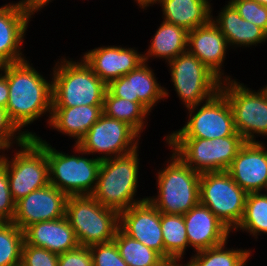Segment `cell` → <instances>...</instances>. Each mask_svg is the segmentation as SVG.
<instances>
[{
	"label": "cell",
	"instance_id": "43",
	"mask_svg": "<svg viewBox=\"0 0 267 266\" xmlns=\"http://www.w3.org/2000/svg\"><path fill=\"white\" fill-rule=\"evenodd\" d=\"M183 262L176 259H164L157 266H182Z\"/></svg>",
	"mask_w": 267,
	"mask_h": 266
},
{
	"label": "cell",
	"instance_id": "34",
	"mask_svg": "<svg viewBox=\"0 0 267 266\" xmlns=\"http://www.w3.org/2000/svg\"><path fill=\"white\" fill-rule=\"evenodd\" d=\"M238 11L239 15L267 33V6L254 0H228Z\"/></svg>",
	"mask_w": 267,
	"mask_h": 266
},
{
	"label": "cell",
	"instance_id": "5",
	"mask_svg": "<svg viewBox=\"0 0 267 266\" xmlns=\"http://www.w3.org/2000/svg\"><path fill=\"white\" fill-rule=\"evenodd\" d=\"M46 140L40 135L28 138L22 145L12 148V151L4 152L0 163L6 169L10 193L15 203L49 184Z\"/></svg>",
	"mask_w": 267,
	"mask_h": 266
},
{
	"label": "cell",
	"instance_id": "19",
	"mask_svg": "<svg viewBox=\"0 0 267 266\" xmlns=\"http://www.w3.org/2000/svg\"><path fill=\"white\" fill-rule=\"evenodd\" d=\"M267 142H246L227 172L247 193L263 192L267 183Z\"/></svg>",
	"mask_w": 267,
	"mask_h": 266
},
{
	"label": "cell",
	"instance_id": "1",
	"mask_svg": "<svg viewBox=\"0 0 267 266\" xmlns=\"http://www.w3.org/2000/svg\"><path fill=\"white\" fill-rule=\"evenodd\" d=\"M0 70L5 74L9 86L6 110L10 120L27 138L39 136L28 126L43 117L46 120L44 126L49 124L52 113V71L48 79L28 59L0 65Z\"/></svg>",
	"mask_w": 267,
	"mask_h": 266
},
{
	"label": "cell",
	"instance_id": "42",
	"mask_svg": "<svg viewBox=\"0 0 267 266\" xmlns=\"http://www.w3.org/2000/svg\"><path fill=\"white\" fill-rule=\"evenodd\" d=\"M134 4H136L138 7V9L140 8L141 11L147 10V8H151L153 7V4L157 1V0H133Z\"/></svg>",
	"mask_w": 267,
	"mask_h": 266
},
{
	"label": "cell",
	"instance_id": "22",
	"mask_svg": "<svg viewBox=\"0 0 267 266\" xmlns=\"http://www.w3.org/2000/svg\"><path fill=\"white\" fill-rule=\"evenodd\" d=\"M24 241L28 245L43 247L58 255L80 246L66 216L28 226L24 230Z\"/></svg>",
	"mask_w": 267,
	"mask_h": 266
},
{
	"label": "cell",
	"instance_id": "4",
	"mask_svg": "<svg viewBox=\"0 0 267 266\" xmlns=\"http://www.w3.org/2000/svg\"><path fill=\"white\" fill-rule=\"evenodd\" d=\"M155 171L157 193L147 196L149 202L161 213L184 215L200 202V176L175 153Z\"/></svg>",
	"mask_w": 267,
	"mask_h": 266
},
{
	"label": "cell",
	"instance_id": "21",
	"mask_svg": "<svg viewBox=\"0 0 267 266\" xmlns=\"http://www.w3.org/2000/svg\"><path fill=\"white\" fill-rule=\"evenodd\" d=\"M225 2L227 4L218 10L217 16H213L212 3L211 20L219 27L231 50L247 47L251 49L267 43V33L262 28L243 19L229 1Z\"/></svg>",
	"mask_w": 267,
	"mask_h": 266
},
{
	"label": "cell",
	"instance_id": "24",
	"mask_svg": "<svg viewBox=\"0 0 267 266\" xmlns=\"http://www.w3.org/2000/svg\"><path fill=\"white\" fill-rule=\"evenodd\" d=\"M212 0H157L162 19L187 31L203 26L211 20Z\"/></svg>",
	"mask_w": 267,
	"mask_h": 266
},
{
	"label": "cell",
	"instance_id": "41",
	"mask_svg": "<svg viewBox=\"0 0 267 266\" xmlns=\"http://www.w3.org/2000/svg\"><path fill=\"white\" fill-rule=\"evenodd\" d=\"M9 97V86L5 74L0 70V107L6 109Z\"/></svg>",
	"mask_w": 267,
	"mask_h": 266
},
{
	"label": "cell",
	"instance_id": "15",
	"mask_svg": "<svg viewBox=\"0 0 267 266\" xmlns=\"http://www.w3.org/2000/svg\"><path fill=\"white\" fill-rule=\"evenodd\" d=\"M138 47L121 45L99 46L82 52L81 57L93 72L108 85L136 69L144 62L143 52Z\"/></svg>",
	"mask_w": 267,
	"mask_h": 266
},
{
	"label": "cell",
	"instance_id": "17",
	"mask_svg": "<svg viewBox=\"0 0 267 266\" xmlns=\"http://www.w3.org/2000/svg\"><path fill=\"white\" fill-rule=\"evenodd\" d=\"M229 50L231 51L227 39L212 20L188 31L187 51L196 56L222 81L235 79L232 74L224 71L226 54L229 55Z\"/></svg>",
	"mask_w": 267,
	"mask_h": 266
},
{
	"label": "cell",
	"instance_id": "16",
	"mask_svg": "<svg viewBox=\"0 0 267 266\" xmlns=\"http://www.w3.org/2000/svg\"><path fill=\"white\" fill-rule=\"evenodd\" d=\"M32 17L19 3L10 1L0 9V65L29 59L24 44ZM25 55V56H24Z\"/></svg>",
	"mask_w": 267,
	"mask_h": 266
},
{
	"label": "cell",
	"instance_id": "28",
	"mask_svg": "<svg viewBox=\"0 0 267 266\" xmlns=\"http://www.w3.org/2000/svg\"><path fill=\"white\" fill-rule=\"evenodd\" d=\"M102 111L109 118L128 123L140 135L146 131L151 115L140 103L115 97L108 90L105 93Z\"/></svg>",
	"mask_w": 267,
	"mask_h": 266
},
{
	"label": "cell",
	"instance_id": "40",
	"mask_svg": "<svg viewBox=\"0 0 267 266\" xmlns=\"http://www.w3.org/2000/svg\"><path fill=\"white\" fill-rule=\"evenodd\" d=\"M54 0H19L22 7L33 17Z\"/></svg>",
	"mask_w": 267,
	"mask_h": 266
},
{
	"label": "cell",
	"instance_id": "36",
	"mask_svg": "<svg viewBox=\"0 0 267 266\" xmlns=\"http://www.w3.org/2000/svg\"><path fill=\"white\" fill-rule=\"evenodd\" d=\"M27 136L10 120L7 110L0 107V146L6 151L22 145Z\"/></svg>",
	"mask_w": 267,
	"mask_h": 266
},
{
	"label": "cell",
	"instance_id": "45",
	"mask_svg": "<svg viewBox=\"0 0 267 266\" xmlns=\"http://www.w3.org/2000/svg\"><path fill=\"white\" fill-rule=\"evenodd\" d=\"M5 150L0 146V161L3 158Z\"/></svg>",
	"mask_w": 267,
	"mask_h": 266
},
{
	"label": "cell",
	"instance_id": "30",
	"mask_svg": "<svg viewBox=\"0 0 267 266\" xmlns=\"http://www.w3.org/2000/svg\"><path fill=\"white\" fill-rule=\"evenodd\" d=\"M243 232L258 241V236L267 235V194L251 192L247 194L242 220L232 233Z\"/></svg>",
	"mask_w": 267,
	"mask_h": 266
},
{
	"label": "cell",
	"instance_id": "8",
	"mask_svg": "<svg viewBox=\"0 0 267 266\" xmlns=\"http://www.w3.org/2000/svg\"><path fill=\"white\" fill-rule=\"evenodd\" d=\"M65 216L80 246L110 242L119 228V213L102 206L92 195L68 196Z\"/></svg>",
	"mask_w": 267,
	"mask_h": 266
},
{
	"label": "cell",
	"instance_id": "20",
	"mask_svg": "<svg viewBox=\"0 0 267 266\" xmlns=\"http://www.w3.org/2000/svg\"><path fill=\"white\" fill-rule=\"evenodd\" d=\"M183 217L192 252L220 245L232 236V231L200 202Z\"/></svg>",
	"mask_w": 267,
	"mask_h": 266
},
{
	"label": "cell",
	"instance_id": "25",
	"mask_svg": "<svg viewBox=\"0 0 267 266\" xmlns=\"http://www.w3.org/2000/svg\"><path fill=\"white\" fill-rule=\"evenodd\" d=\"M143 52L144 62L163 59L165 64L187 51L188 31L172 23L161 21ZM152 60V61H151Z\"/></svg>",
	"mask_w": 267,
	"mask_h": 266
},
{
	"label": "cell",
	"instance_id": "32",
	"mask_svg": "<svg viewBox=\"0 0 267 266\" xmlns=\"http://www.w3.org/2000/svg\"><path fill=\"white\" fill-rule=\"evenodd\" d=\"M24 231L13 222H0V266L21 262Z\"/></svg>",
	"mask_w": 267,
	"mask_h": 266
},
{
	"label": "cell",
	"instance_id": "10",
	"mask_svg": "<svg viewBox=\"0 0 267 266\" xmlns=\"http://www.w3.org/2000/svg\"><path fill=\"white\" fill-rule=\"evenodd\" d=\"M185 124L169 131L164 138H201L214 140L227 136H241L236 128L227 97L219 91L208 101L185 109Z\"/></svg>",
	"mask_w": 267,
	"mask_h": 266
},
{
	"label": "cell",
	"instance_id": "13",
	"mask_svg": "<svg viewBox=\"0 0 267 266\" xmlns=\"http://www.w3.org/2000/svg\"><path fill=\"white\" fill-rule=\"evenodd\" d=\"M156 70L147 62L120 78L111 81L107 90L115 97L140 103L150 114L161 101L171 96V90L158 81Z\"/></svg>",
	"mask_w": 267,
	"mask_h": 266
},
{
	"label": "cell",
	"instance_id": "29",
	"mask_svg": "<svg viewBox=\"0 0 267 266\" xmlns=\"http://www.w3.org/2000/svg\"><path fill=\"white\" fill-rule=\"evenodd\" d=\"M160 223L165 259H176L184 262V257L187 255L186 251L188 252L189 249V242L183 215L160 212Z\"/></svg>",
	"mask_w": 267,
	"mask_h": 266
},
{
	"label": "cell",
	"instance_id": "12",
	"mask_svg": "<svg viewBox=\"0 0 267 266\" xmlns=\"http://www.w3.org/2000/svg\"><path fill=\"white\" fill-rule=\"evenodd\" d=\"M141 137L128 123L102 114L77 145L94 158L105 160L141 147Z\"/></svg>",
	"mask_w": 267,
	"mask_h": 266
},
{
	"label": "cell",
	"instance_id": "18",
	"mask_svg": "<svg viewBox=\"0 0 267 266\" xmlns=\"http://www.w3.org/2000/svg\"><path fill=\"white\" fill-rule=\"evenodd\" d=\"M119 228L165 259L160 211L148 199L120 212Z\"/></svg>",
	"mask_w": 267,
	"mask_h": 266
},
{
	"label": "cell",
	"instance_id": "33",
	"mask_svg": "<svg viewBox=\"0 0 267 266\" xmlns=\"http://www.w3.org/2000/svg\"><path fill=\"white\" fill-rule=\"evenodd\" d=\"M246 143L242 136H227L215 139V172L227 171Z\"/></svg>",
	"mask_w": 267,
	"mask_h": 266
},
{
	"label": "cell",
	"instance_id": "9",
	"mask_svg": "<svg viewBox=\"0 0 267 266\" xmlns=\"http://www.w3.org/2000/svg\"><path fill=\"white\" fill-rule=\"evenodd\" d=\"M166 65L172 88L185 109L208 101L220 91L222 80L188 51Z\"/></svg>",
	"mask_w": 267,
	"mask_h": 266
},
{
	"label": "cell",
	"instance_id": "38",
	"mask_svg": "<svg viewBox=\"0 0 267 266\" xmlns=\"http://www.w3.org/2000/svg\"><path fill=\"white\" fill-rule=\"evenodd\" d=\"M15 202L12 199L5 167L0 163V222H13Z\"/></svg>",
	"mask_w": 267,
	"mask_h": 266
},
{
	"label": "cell",
	"instance_id": "26",
	"mask_svg": "<svg viewBox=\"0 0 267 266\" xmlns=\"http://www.w3.org/2000/svg\"><path fill=\"white\" fill-rule=\"evenodd\" d=\"M165 139V140H164ZM165 147L171 149L185 164L199 173L215 172V139L164 138Z\"/></svg>",
	"mask_w": 267,
	"mask_h": 266
},
{
	"label": "cell",
	"instance_id": "3",
	"mask_svg": "<svg viewBox=\"0 0 267 266\" xmlns=\"http://www.w3.org/2000/svg\"><path fill=\"white\" fill-rule=\"evenodd\" d=\"M134 151L102 160L97 184L92 196L104 207L118 213L143 202L147 196L138 197L140 187V151Z\"/></svg>",
	"mask_w": 267,
	"mask_h": 266
},
{
	"label": "cell",
	"instance_id": "27",
	"mask_svg": "<svg viewBox=\"0 0 267 266\" xmlns=\"http://www.w3.org/2000/svg\"><path fill=\"white\" fill-rule=\"evenodd\" d=\"M229 240L220 245L191 253V257L184 261L185 266H248L251 248L228 247Z\"/></svg>",
	"mask_w": 267,
	"mask_h": 266
},
{
	"label": "cell",
	"instance_id": "11",
	"mask_svg": "<svg viewBox=\"0 0 267 266\" xmlns=\"http://www.w3.org/2000/svg\"><path fill=\"white\" fill-rule=\"evenodd\" d=\"M247 194L227 171L201 173L200 203L208 207L231 231L242 220Z\"/></svg>",
	"mask_w": 267,
	"mask_h": 266
},
{
	"label": "cell",
	"instance_id": "37",
	"mask_svg": "<svg viewBox=\"0 0 267 266\" xmlns=\"http://www.w3.org/2000/svg\"><path fill=\"white\" fill-rule=\"evenodd\" d=\"M59 255L43 247L28 245L22 247L21 262L25 266H58Z\"/></svg>",
	"mask_w": 267,
	"mask_h": 266
},
{
	"label": "cell",
	"instance_id": "44",
	"mask_svg": "<svg viewBox=\"0 0 267 266\" xmlns=\"http://www.w3.org/2000/svg\"><path fill=\"white\" fill-rule=\"evenodd\" d=\"M256 1L257 3L263 5V6H267V0H254Z\"/></svg>",
	"mask_w": 267,
	"mask_h": 266
},
{
	"label": "cell",
	"instance_id": "6",
	"mask_svg": "<svg viewBox=\"0 0 267 266\" xmlns=\"http://www.w3.org/2000/svg\"><path fill=\"white\" fill-rule=\"evenodd\" d=\"M72 148V153H65L46 141L49 184L67 196L92 195L102 160L83 151L77 144H72Z\"/></svg>",
	"mask_w": 267,
	"mask_h": 266
},
{
	"label": "cell",
	"instance_id": "14",
	"mask_svg": "<svg viewBox=\"0 0 267 266\" xmlns=\"http://www.w3.org/2000/svg\"><path fill=\"white\" fill-rule=\"evenodd\" d=\"M68 196L51 184L32 191L15 203L13 223L22 231L42 221L60 219L65 216Z\"/></svg>",
	"mask_w": 267,
	"mask_h": 266
},
{
	"label": "cell",
	"instance_id": "35",
	"mask_svg": "<svg viewBox=\"0 0 267 266\" xmlns=\"http://www.w3.org/2000/svg\"><path fill=\"white\" fill-rule=\"evenodd\" d=\"M93 266H129L121 257L114 240L89 246Z\"/></svg>",
	"mask_w": 267,
	"mask_h": 266
},
{
	"label": "cell",
	"instance_id": "7",
	"mask_svg": "<svg viewBox=\"0 0 267 266\" xmlns=\"http://www.w3.org/2000/svg\"><path fill=\"white\" fill-rule=\"evenodd\" d=\"M240 82L224 80L220 91L229 101L237 132L246 142H261L256 138L267 139V87L255 90Z\"/></svg>",
	"mask_w": 267,
	"mask_h": 266
},
{
	"label": "cell",
	"instance_id": "46",
	"mask_svg": "<svg viewBox=\"0 0 267 266\" xmlns=\"http://www.w3.org/2000/svg\"><path fill=\"white\" fill-rule=\"evenodd\" d=\"M13 266H25L22 262L18 263V264H15Z\"/></svg>",
	"mask_w": 267,
	"mask_h": 266
},
{
	"label": "cell",
	"instance_id": "39",
	"mask_svg": "<svg viewBox=\"0 0 267 266\" xmlns=\"http://www.w3.org/2000/svg\"><path fill=\"white\" fill-rule=\"evenodd\" d=\"M58 266H93L90 248L79 246L76 249L59 254Z\"/></svg>",
	"mask_w": 267,
	"mask_h": 266
},
{
	"label": "cell",
	"instance_id": "23",
	"mask_svg": "<svg viewBox=\"0 0 267 266\" xmlns=\"http://www.w3.org/2000/svg\"><path fill=\"white\" fill-rule=\"evenodd\" d=\"M103 106L81 105L74 107H52L48 128L73 139L74 144L85 136L91 126L103 114Z\"/></svg>",
	"mask_w": 267,
	"mask_h": 266
},
{
	"label": "cell",
	"instance_id": "47",
	"mask_svg": "<svg viewBox=\"0 0 267 266\" xmlns=\"http://www.w3.org/2000/svg\"><path fill=\"white\" fill-rule=\"evenodd\" d=\"M263 193L267 194V183H266V186H265V188L263 190Z\"/></svg>",
	"mask_w": 267,
	"mask_h": 266
},
{
	"label": "cell",
	"instance_id": "2",
	"mask_svg": "<svg viewBox=\"0 0 267 266\" xmlns=\"http://www.w3.org/2000/svg\"><path fill=\"white\" fill-rule=\"evenodd\" d=\"M74 59L64 55L54 60L52 107L103 106L107 85L81 56Z\"/></svg>",
	"mask_w": 267,
	"mask_h": 266
},
{
	"label": "cell",
	"instance_id": "31",
	"mask_svg": "<svg viewBox=\"0 0 267 266\" xmlns=\"http://www.w3.org/2000/svg\"><path fill=\"white\" fill-rule=\"evenodd\" d=\"M113 240L122 259L129 266H157L164 260L154 249L125 234L120 228H118Z\"/></svg>",
	"mask_w": 267,
	"mask_h": 266
}]
</instances>
